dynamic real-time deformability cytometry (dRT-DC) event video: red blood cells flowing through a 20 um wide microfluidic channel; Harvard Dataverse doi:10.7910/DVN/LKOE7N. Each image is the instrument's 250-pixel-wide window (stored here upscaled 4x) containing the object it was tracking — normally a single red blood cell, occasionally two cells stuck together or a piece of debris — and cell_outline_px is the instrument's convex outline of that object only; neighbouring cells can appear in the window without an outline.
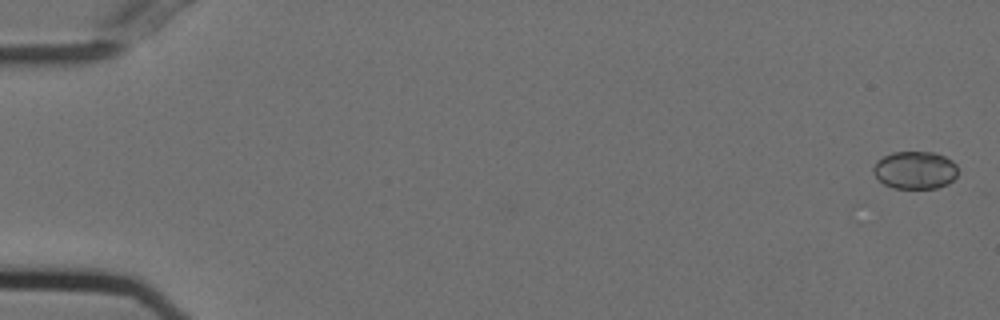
{"species": "Egyptian fruit bat (a non-hibernating species)", "species_latin": "Rousettus aegyptiacus", "temperature_condition": "cold", "stored_images_in_passage": 55, "camera_frame_rate_fps": 3000, "um_per_image_px": 0.085, "animal": {"sex": "female"}, "frame": {"image": 1, "passage_image": 1, "time_ms": 0.0, "image_size_px": [1000, 320], "cell_outline_px": [[960, 172], [948, 184], [936, 188], [892, 188], [884, 184], [872, 172], [872, 168], [876, 160], [892, 152], [932, 152], [944, 156], [952, 160], [956, 164]], "centroid_in_image_um": [77.78, 14.46], "position_along_channel_um": 7.2, "area_um2": 18.79}}
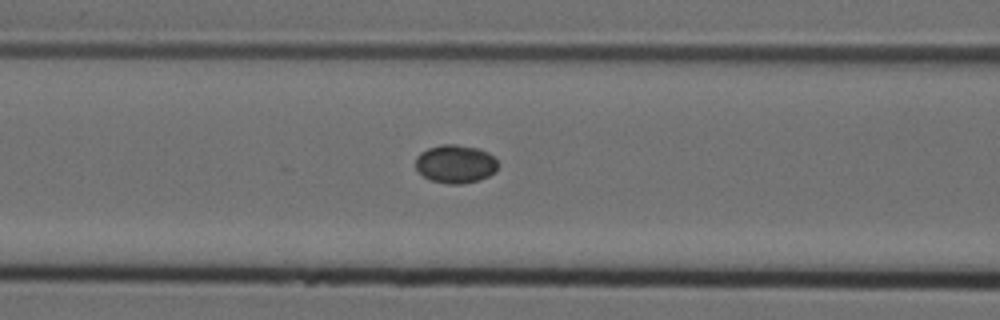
{"frame": {"image": 2, "passage_image": 23, "time_ms": 7.333, "image_size_px": [1000, 320], "cell_outline_px": [[500, 164], [496, 172], [480, 180], [460, 184], [448, 184], [432, 180], [424, 176], [416, 168], [416, 156], [420, 152], [428, 148], [440, 144], [456, 144], [476, 148], [488, 152]], "centroid_in_image_um": [38.73, 13.93], "position_along_channel_um": 127.9, "area_um2": 18.5}}
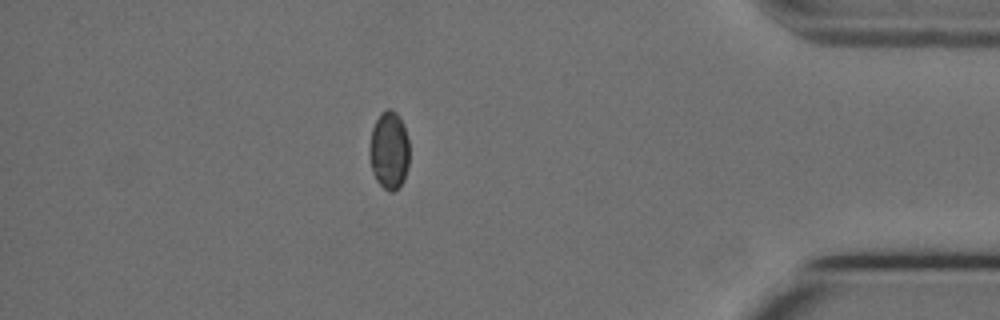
{"frame": {"image": 3, "passage_image": 48, "time_ms": 15.667, "image_size_px": [1000, 320], "cell_outline_px": [[408, 168], [404, 180], [392, 192], [388, 192], [376, 180], [372, 172], [368, 148], [372, 128], [380, 112], [388, 108], [392, 108], [400, 116], [404, 124], [408, 140]], "centroid_in_image_um": [33.06, 12.74], "position_along_channel_um": 402.1, "area_um2": 18.38}}